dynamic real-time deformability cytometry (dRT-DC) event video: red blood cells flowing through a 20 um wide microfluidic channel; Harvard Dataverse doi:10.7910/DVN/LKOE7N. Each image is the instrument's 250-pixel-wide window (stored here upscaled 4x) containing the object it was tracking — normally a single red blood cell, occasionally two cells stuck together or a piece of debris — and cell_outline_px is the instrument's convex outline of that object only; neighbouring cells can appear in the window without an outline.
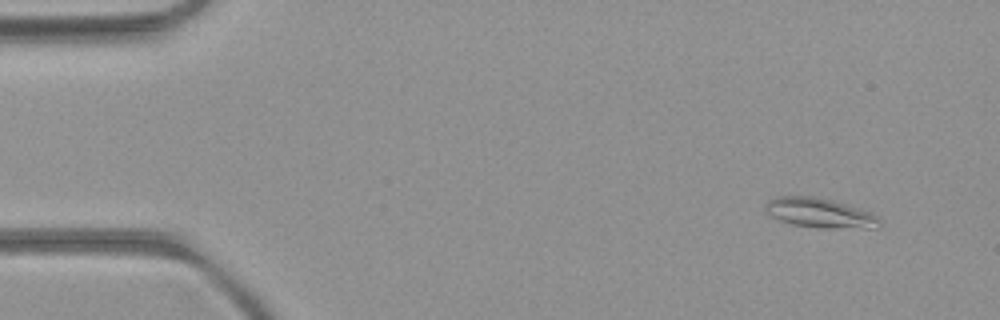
{"species": "common noctule bat (a hibernating species)", "species_latin": "Nyctalus noctula", "temperature_condition": "room temperature", "stored_images_in_passage": 51, "camera_frame_rate_fps": 3000, "um_per_image_px": 0.085, "animal": {"sex": "female", "body_mass_g": 21.9}, "frame": {"image": 1, "passage_image": 3, "time_ms": 0.667, "image_size_px": [1000, 320], "cell_outline_px": [[880, 224], [876, 228], [820, 228], [792, 224], [768, 216], [764, 212], [764, 204], [768, 200], [776, 196], [812, 196], [832, 200], [872, 212], [880, 220]], "centroid_in_image_um": [69.63, 18.1], "position_along_channel_um": 15.4, "area_um2": 19.94}}
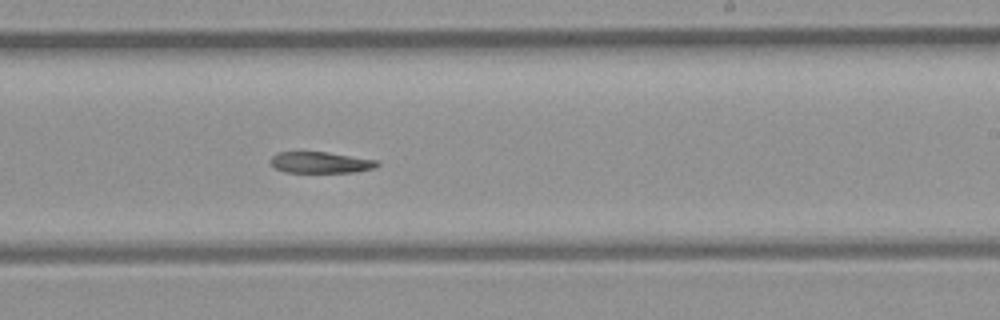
{"frame": {"image": 2, "passage_image": 30, "time_ms": 9.667, "image_size_px": [1000, 320], "cell_outline_px": [[380, 164], [372, 168], [356, 172], [284, 172], [276, 168], [268, 160], [276, 152], [328, 152], [376, 160]], "centroid_in_image_um": [27.2, 13.8], "position_along_channel_um": 261.8, "area_um2": 13.12}}
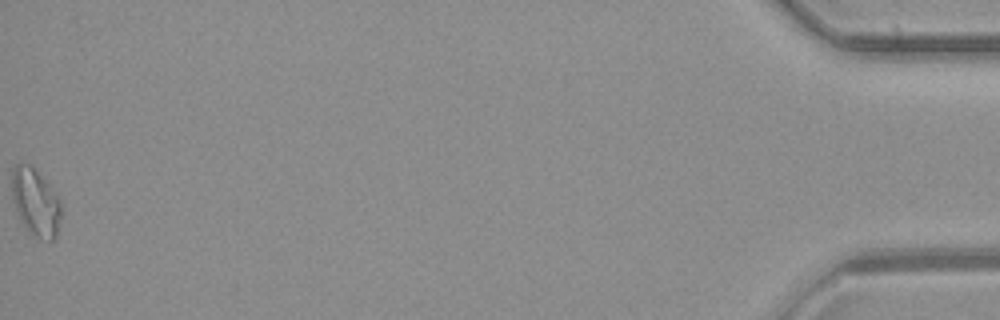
{"frame": {"image": 3, "passage_image": 51, "time_ms": 16.667, "image_size_px": [1000, 320], "cell_outline_px": [[60, 216], [56, 236], [52, 240], [40, 240], [28, 232], [20, 220], [16, 212], [12, 200], [12, 168], [16, 164], [32, 164], [52, 188], [60, 200]], "centroid_in_image_um": [3.0, 17.19], "position_along_channel_um": 432.2, "area_um2": 19.54}}